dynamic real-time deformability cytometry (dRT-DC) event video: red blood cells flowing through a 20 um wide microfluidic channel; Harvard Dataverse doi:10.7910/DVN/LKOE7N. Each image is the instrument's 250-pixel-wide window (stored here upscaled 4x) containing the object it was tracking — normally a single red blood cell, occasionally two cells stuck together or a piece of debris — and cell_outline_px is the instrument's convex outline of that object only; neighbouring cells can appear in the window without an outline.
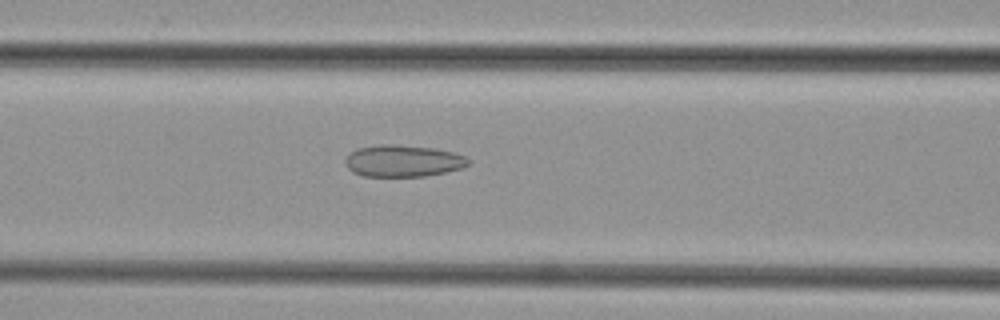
{"species": "common noctule bat (a hibernating species)", "species_latin": "Nyctalus noctula", "temperature_condition": "cold", "stored_images_in_passage": 27, "camera_frame_rate_fps": 3000, "um_per_image_px": 0.085, "animal": {"sex": "female", "body_mass_g": 29.2, "forearm_length_mm": 56.3}, "frame": {"image": 1, "passage_image": 5, "time_ms": 1.333, "image_size_px": [1000, 320], "cell_outline_px": [[468, 164], [464, 168], [424, 176], [364, 176], [352, 172], [344, 164], [344, 160], [356, 148], [380, 144], [392, 144], [436, 148], [452, 152], [464, 156], [468, 160]], "centroid_in_image_um": [34.23, 13.67], "position_along_channel_um": 132.4, "area_um2": 22.77}}
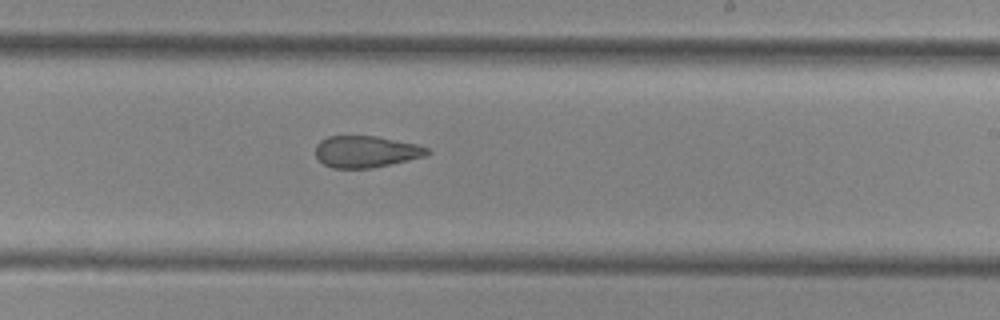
{"frame": {"image": 2, "passage_image": 14, "time_ms": 4.333, "image_size_px": [1000, 320], "cell_outline_px": [[432, 152], [428, 156], [372, 168], [332, 168], [324, 164], [316, 156], [316, 144], [320, 140], [328, 136], [376, 136], [416, 144], [428, 148]], "centroid_in_image_um": [31.13, 12.89], "position_along_channel_um": 257.9, "area_um2": 20.69}}
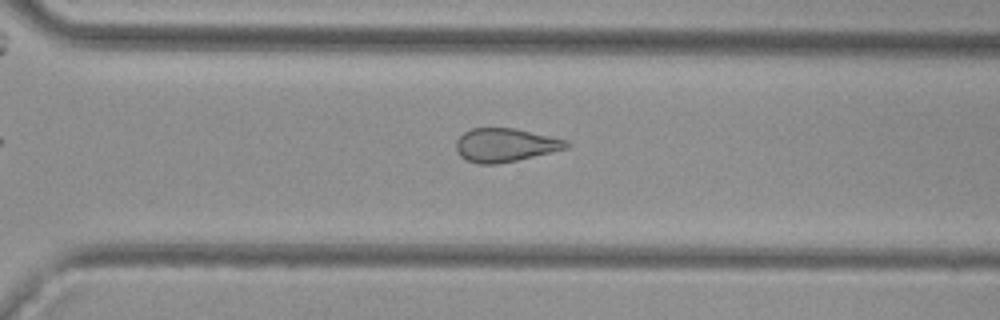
{"frame": {"image": 3, "passage_image": 19, "time_ms": 6.0, "image_size_px": [1000, 320], "cell_outline_px": [[568, 148], [516, 160], [496, 164], [476, 164], [460, 156], [456, 148], [456, 140], [464, 132], [472, 128], [512, 128], [568, 140]], "centroid_in_image_um": [42.91, 12.33], "position_along_channel_um": 327.7, "area_um2": 21.27}}